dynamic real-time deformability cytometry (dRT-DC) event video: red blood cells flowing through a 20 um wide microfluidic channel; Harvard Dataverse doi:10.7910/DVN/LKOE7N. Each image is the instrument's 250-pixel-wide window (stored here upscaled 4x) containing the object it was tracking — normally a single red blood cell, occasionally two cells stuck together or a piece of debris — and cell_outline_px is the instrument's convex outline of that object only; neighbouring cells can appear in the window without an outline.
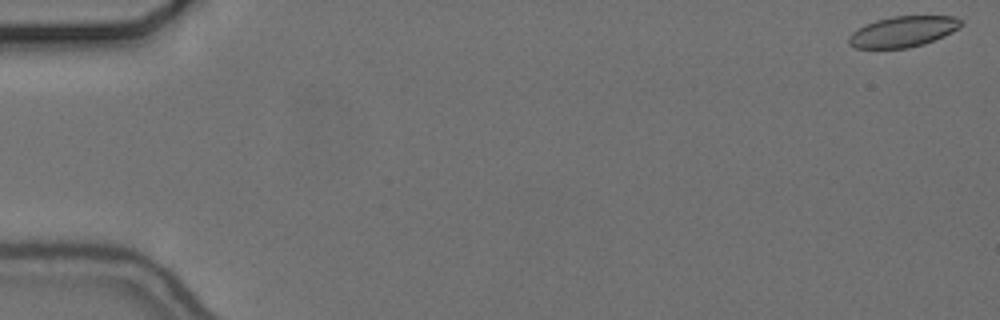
{"species": "common noctule bat (a hibernating species)", "species_latin": "Nyctalus noctula", "temperature_condition": "cold", "stored_images_in_passage": 56, "camera_frame_rate_fps": 3000, "um_per_image_px": 0.085, "animal": {"sex": "female", "body_mass_g": 24.6, "forearm_length_mm": 56.2}, "frame": {"image": 1, "passage_image": 1, "time_ms": 0.0, "image_size_px": [1000, 320], "cell_outline_px": [[964, 24], [952, 32], [944, 36], [924, 44], [908, 48], [856, 48], [848, 44], [848, 36], [852, 32], [876, 20], [892, 16], [956, 16]], "centroid_in_image_um": [76.77, 2.69], "position_along_channel_um": 8.2, "area_um2": 20.06}}
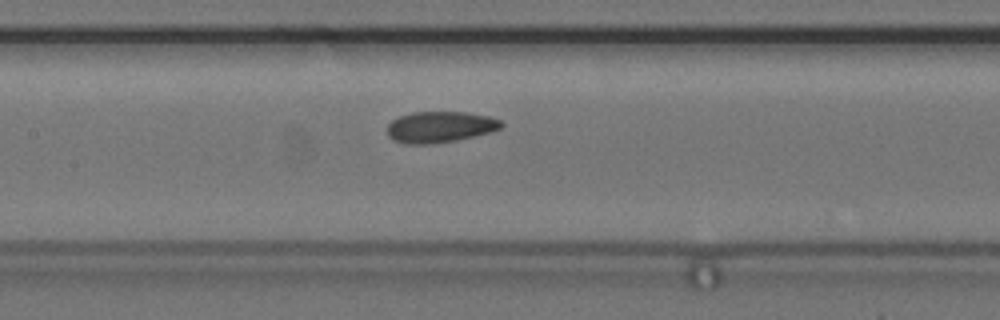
{"frame": {"image": 2, "passage_image": 27, "time_ms": 8.667, "image_size_px": [1000, 320], "cell_outline_px": [[504, 124], [500, 128], [492, 132], [456, 140], [432, 144], [404, 144], [392, 140], [388, 136], [388, 124], [392, 120], [400, 116], [412, 112], [464, 112], [488, 116], [500, 120]], "centroid_in_image_um": [37.38, 10.8], "position_along_channel_um": 170.0, "area_um2": 20.75}}
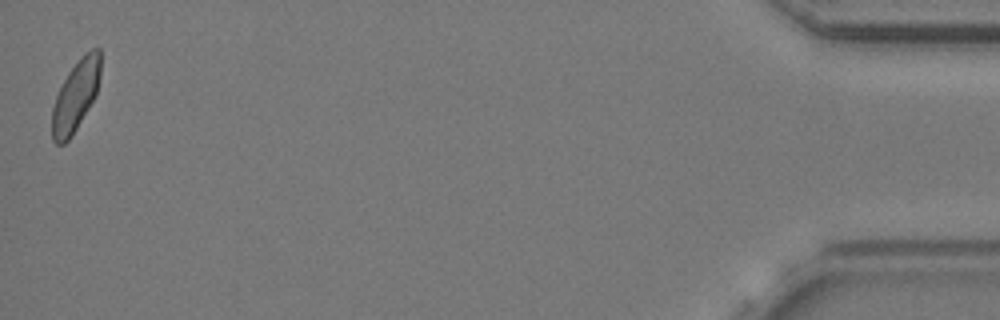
{"frame": {"image": 3, "passage_image": 56, "time_ms": 18.333, "image_size_px": [1000, 320], "cell_outline_px": [[100, 76], [96, 92], [92, 100], [76, 128], [68, 140], [64, 144], [56, 144], [52, 140], [52, 108], [56, 96], [68, 72], [80, 56], [84, 52], [92, 48], [100, 48]], "centroid_in_image_um": [6.42, 8.1], "position_along_channel_um": 428.8, "area_um2": 19.65}, "authors_computed_cell_mechanics": {"area_um2": 20.6057, "velocity_mm_per_s": 3.6529, "shape_relaxation_time_tau1_ms": null, "shape_relaxation_time_tau2_ms": 1.9063, "deformation_change_tau1": null, "deformation_change_tau2": 0.0765}}